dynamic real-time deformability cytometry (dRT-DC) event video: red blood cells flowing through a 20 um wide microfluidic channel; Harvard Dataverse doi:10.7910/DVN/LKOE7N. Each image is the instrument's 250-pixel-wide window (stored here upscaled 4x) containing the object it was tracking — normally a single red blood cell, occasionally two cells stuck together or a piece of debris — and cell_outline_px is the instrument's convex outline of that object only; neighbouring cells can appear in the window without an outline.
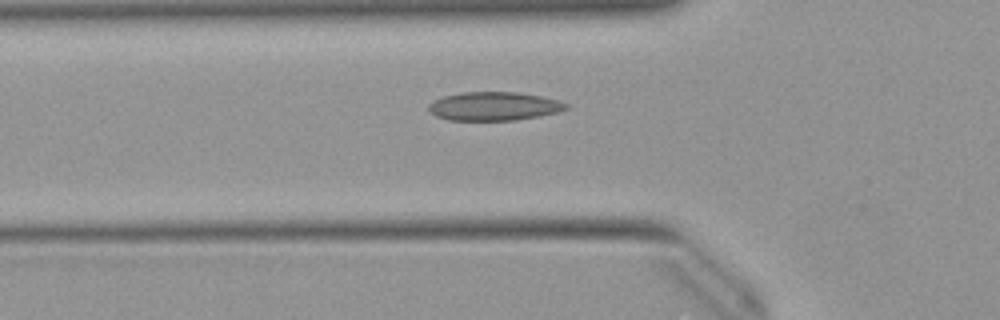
{"species": "Egyptian fruit bat (a non-hibernating species)", "species_latin": "Rousettus aegyptiacus", "temperature_condition": "warm", "stored_images_in_passage": 34, "camera_frame_rate_fps": 3000, "um_per_image_px": 0.085, "animal": {"sex": "female"}, "frame": {"image": 1, "passage_image": 3, "time_ms": 0.667, "image_size_px": [1000, 320], "cell_outline_px": [[572, 108], [540, 116], [516, 120], [448, 120], [436, 116], [428, 112], [428, 104], [432, 100], [444, 96], [460, 92], [520, 92], [560, 100], [568, 104]], "centroid_in_image_um": [41.99, 9.02], "position_along_channel_um": 83.8, "area_um2": 23.24}}
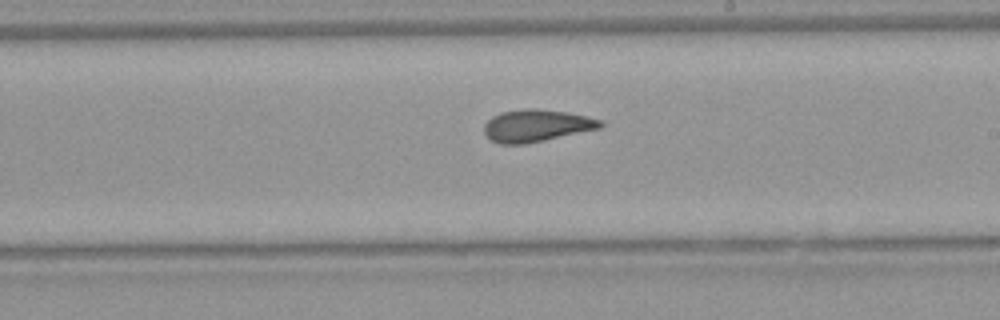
{"frame": {"image": 2, "passage_image": 15, "time_ms": 4.667, "image_size_px": [1000, 320], "cell_outline_px": [[604, 124], [600, 128], [544, 140], [524, 144], [500, 144], [492, 140], [484, 132], [484, 124], [492, 116], [500, 112], [528, 108], [536, 108], [564, 112], [588, 116], [600, 120]], "centroid_in_image_um": [45.58, 10.67], "position_along_channel_um": 243.4, "area_um2": 21.62}}
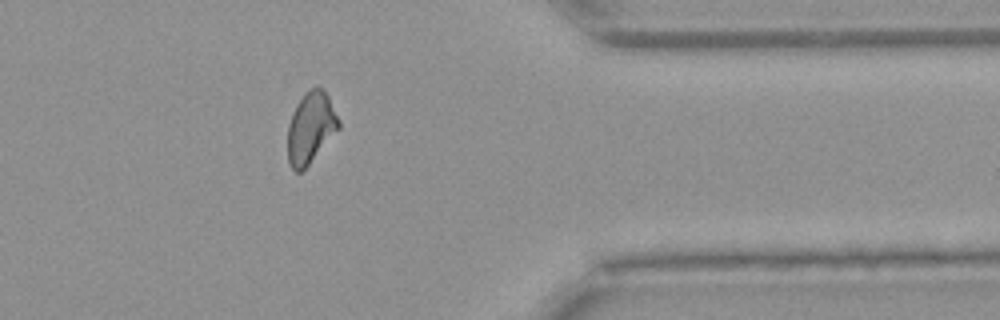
{"frame": {"image": 3, "passage_image": 27, "time_ms": 8.667, "image_size_px": [1000, 320], "cell_outline_px": [[340, 128], [308, 164], [300, 172], [296, 172], [288, 164], [288, 124], [292, 112], [296, 104], [304, 92], [308, 88], [316, 84], [324, 88], [340, 120]], "centroid_in_image_um": [26.41, 10.78], "position_along_channel_um": 385.0, "area_um2": 21.39}, "authors_computed_cell_mechanics": {"area_um2": 21.5883, "velocity_mm_per_s": 3.9903, "shape_relaxation_time_tau1_ms": null, "shape_relaxation_time_tau2_ms": 1.8777, "deformation_change_tau1": null, "deformation_change_tau2": 0.0829}}